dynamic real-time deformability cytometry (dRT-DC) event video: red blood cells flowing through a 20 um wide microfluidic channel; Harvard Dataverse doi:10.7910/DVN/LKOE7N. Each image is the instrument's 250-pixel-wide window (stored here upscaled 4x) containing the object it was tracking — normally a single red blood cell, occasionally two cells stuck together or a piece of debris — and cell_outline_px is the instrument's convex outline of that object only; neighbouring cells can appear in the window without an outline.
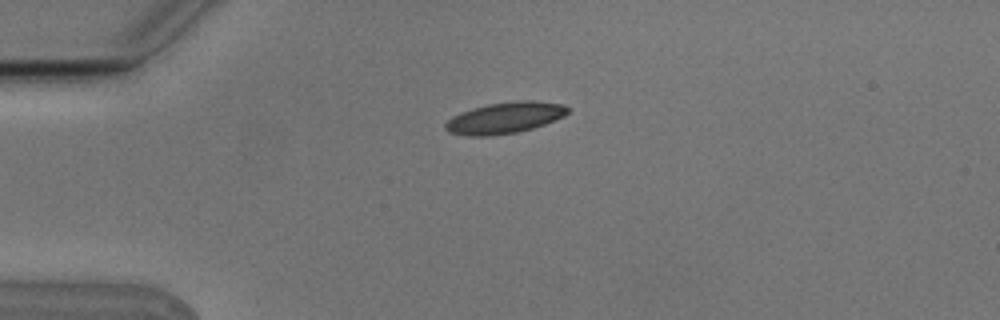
{"species": "Egyptian fruit bat (a non-hibernating species)", "species_latin": "Rousettus aegyptiacus", "temperature_condition": "cold", "stored_images_in_passage": 2, "camera_frame_rate_fps": 3000, "um_per_image_px": 0.085, "animal": {"sex": "male"}, "frame": {"image": 1, "passage_image": 1, "time_ms": 0.0, "image_size_px": [1000, 320], "cell_outline_px": [[568, 112], [564, 116], [556, 120], [520, 132], [492, 136], [468, 136], [448, 132], [444, 128], [444, 124], [452, 116], [472, 108], [488, 104], [516, 100], [532, 100], [564, 104], [568, 108]], "centroid_in_image_um": [42.9, 10.02], "position_along_channel_um": 42.1, "area_um2": 22.48}}